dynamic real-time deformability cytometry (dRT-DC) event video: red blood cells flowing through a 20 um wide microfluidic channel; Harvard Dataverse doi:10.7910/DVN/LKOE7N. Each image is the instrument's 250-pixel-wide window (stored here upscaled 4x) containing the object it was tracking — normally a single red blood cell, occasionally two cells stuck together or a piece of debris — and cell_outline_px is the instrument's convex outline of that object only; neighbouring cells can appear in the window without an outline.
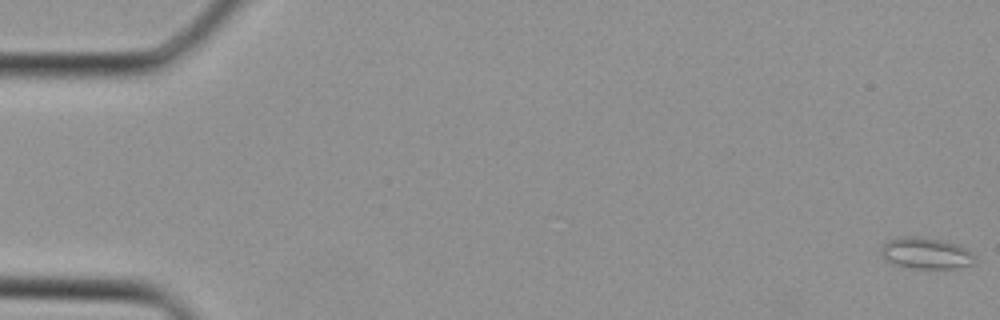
{"species": "Egyptian fruit bat (a non-hibernating species)", "species_latin": "Rousettus aegyptiacus", "temperature_condition": "cold", "stored_images_in_passage": 37, "camera_frame_rate_fps": 3000, "um_per_image_px": 0.085, "animal": {"sex": "female"}, "frame": {"image": 1, "passage_image": 1, "time_ms": 0.0, "image_size_px": [1000, 320], "cell_outline_px": [[976, 260], [972, 264], [956, 268], [912, 268], [896, 264], [888, 260], [880, 252], [880, 248], [888, 240], [908, 236], [940, 240], [956, 244], [964, 248]], "centroid_in_image_um": [78.69, 21.53], "position_along_channel_um": 6.3, "area_um2": 16.47}}
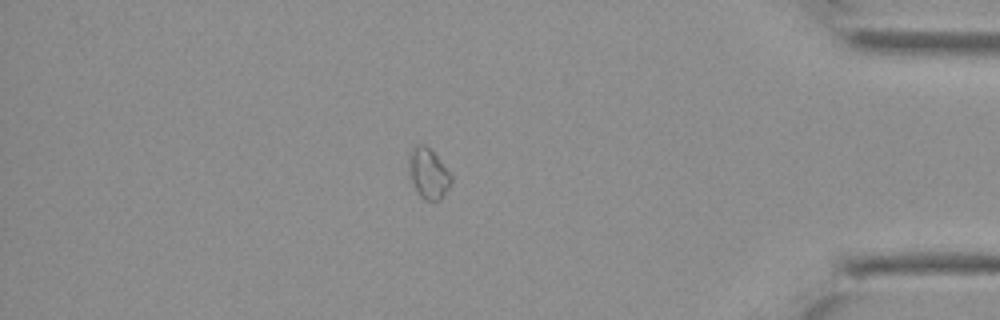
{"frame": {"image": 2, "passage_image": 32, "time_ms": 10.333, "image_size_px": [1000, 320], "cell_outline_px": [[452, 184], [440, 200], [424, 200], [420, 196], [412, 180], [408, 168], [408, 156], [412, 148], [416, 144], [424, 144], [436, 156], [452, 176]], "centroid_in_image_um": [36.41, 14.74], "position_along_channel_um": 398.8, "area_um2": 12.25}}
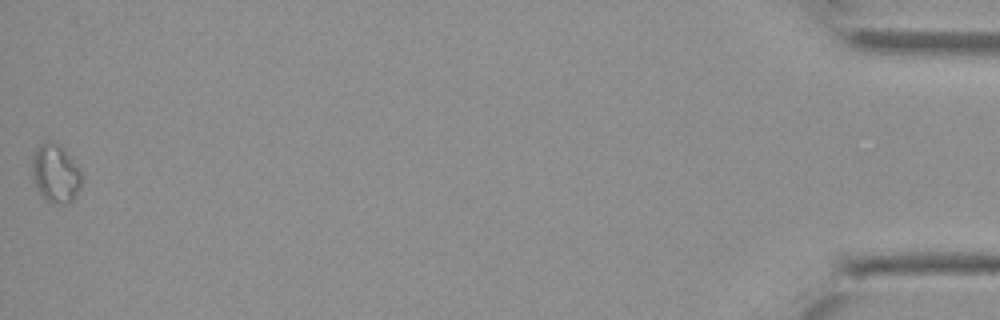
{"frame": {"image": 3, "passage_image": 37, "time_ms": 12.0, "image_size_px": [1000, 320], "cell_outline_px": [[80, 188], [72, 200], [68, 204], [60, 204], [48, 200], [40, 192], [32, 176], [32, 156], [36, 148], [40, 144], [56, 144], [68, 156], [80, 172]], "centroid_in_image_um": [4.69, 14.79], "position_along_channel_um": 430.5, "area_um2": 15.84}}